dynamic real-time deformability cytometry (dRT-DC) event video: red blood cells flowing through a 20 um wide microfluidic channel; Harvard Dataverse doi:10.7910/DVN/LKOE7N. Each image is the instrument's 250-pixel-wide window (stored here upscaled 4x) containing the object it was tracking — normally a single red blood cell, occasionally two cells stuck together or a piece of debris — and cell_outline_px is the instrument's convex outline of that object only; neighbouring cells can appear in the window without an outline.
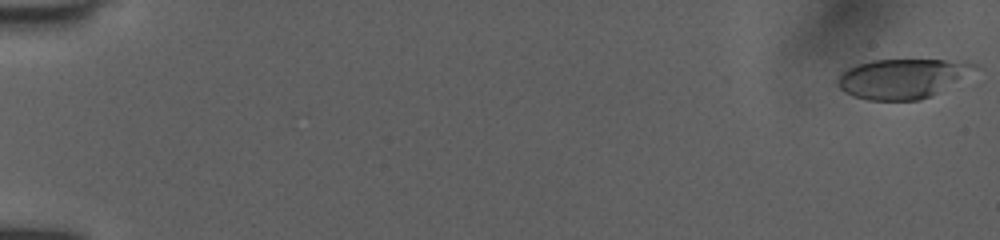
{"species": "human", "species_latin": "Homo sapiens", "temperature_condition": "room temperature", "stored_images_in_passage": 53, "camera_frame_rate_fps": 3000, "um_per_image_px": 0.085, "donor": {"sex": "female"}, "frame": {"image": 1, "passage_image": 1, "time_ms": 0.0, "image_size_px": [1000, 240], "cell_outline_px": [[980, 68], [928, 96], [920, 100], [868, 100], [856, 96], [840, 88], [836, 84], [836, 80], [840, 72], [844, 68], [872, 60], [968, 60], [976, 64]], "centroid_in_image_um": [76.67, 6.64], "position_along_channel_um": 8.3, "area_um2": 31.39}}
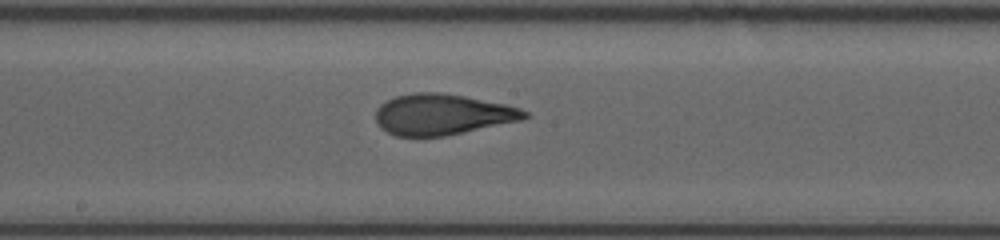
{"frame": {"image": 2, "passage_image": 30, "time_ms": 9.667, "image_size_px": [1000, 240], "cell_outline_px": [[532, 116], [520, 120], [444, 136], [396, 136], [380, 128], [376, 120], [376, 108], [380, 104], [396, 96], [416, 92], [440, 92], [464, 96], [504, 104], [520, 108], [528, 112]], "centroid_in_image_um": [37.58, 9.72], "position_along_channel_um": 210.6, "area_um2": 35.26}}
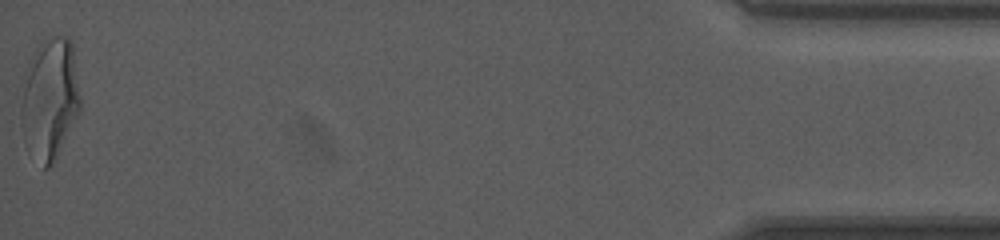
{"frame": {"image": 3, "passage_image": 53, "time_ms": 17.333, "image_size_px": [1000, 240], "cell_outline_px": [[80, 108], [52, 164], [48, 168], [44, 168], [20, 124], [20, 108], [28, 64], [40, 44], [44, 40], [52, 36], [64, 36], [72, 40], [80, 96]], "centroid_in_image_um": [4.26, 8.28], "position_along_channel_um": 430.9, "area_um2": 40.17}, "authors_computed_cell_mechanics": {"area_um2": 35.0268, "velocity_mm_per_s": 3.9909, "shape_relaxation_time_tau1_ms": 11.2021, "shape_relaxation_time_tau2_ms": 0.9937, "deformation_change_tau1": 0.344, "deformation_change_tau2": 0.0917}}